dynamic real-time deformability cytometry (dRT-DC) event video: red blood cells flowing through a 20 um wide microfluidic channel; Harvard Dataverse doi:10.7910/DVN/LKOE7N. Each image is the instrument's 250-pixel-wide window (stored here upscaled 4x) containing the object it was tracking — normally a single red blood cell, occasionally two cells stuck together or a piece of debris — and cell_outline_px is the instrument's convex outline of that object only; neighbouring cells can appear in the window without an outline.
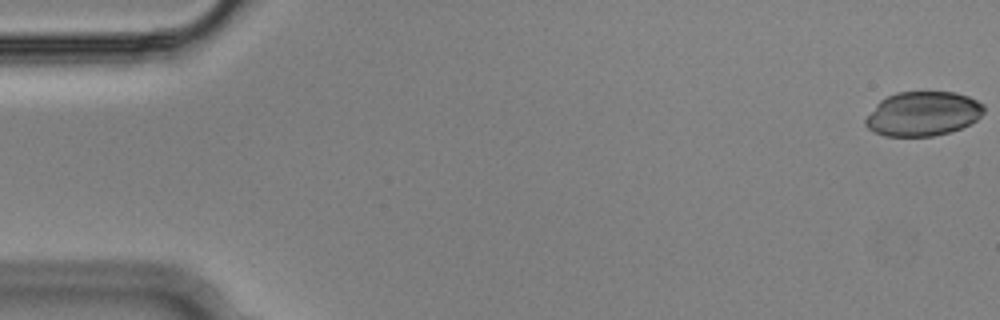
{"species": "Egyptian fruit bat (a non-hibernating species)", "species_latin": "Rousettus aegyptiacus", "temperature_condition": "cold", "stored_images_in_passage": 55, "camera_frame_rate_fps": 3000, "um_per_image_px": 0.085, "animal": {"sex": "male"}, "frame": {"image": 1, "passage_image": 1, "time_ms": 0.0, "image_size_px": [1000, 320], "cell_outline_px": [[984, 112], [976, 120], [960, 128], [948, 132], [932, 136], [884, 136], [868, 128], [864, 124], [864, 120], [876, 104], [880, 100], [896, 92], [956, 92], [968, 96], [984, 104]], "centroid_in_image_um": [78.44, 9.66], "position_along_channel_um": 6.6, "area_um2": 30.52}}
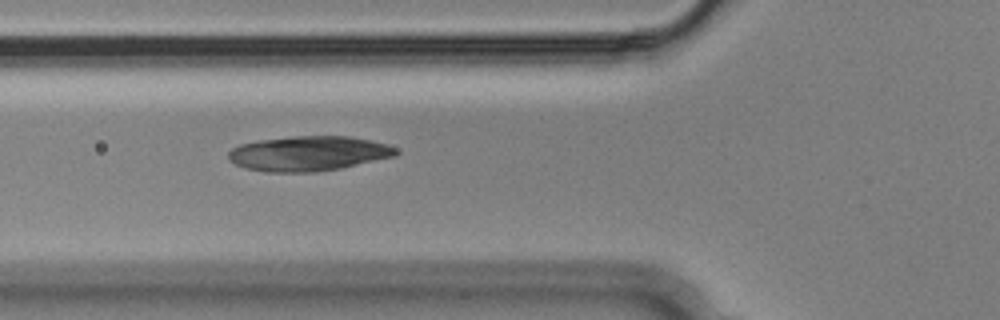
{"frame": {"image": 2, "passage_image": 20, "time_ms": 6.333, "image_size_px": [1000, 320], "cell_outline_px": [[400, 152], [396, 156], [340, 168], [316, 172], [268, 172], [244, 168], [228, 160], [228, 152], [232, 148], [240, 144], [256, 140], [296, 136], [348, 136], [388, 144], [396, 148]], "centroid_in_image_um": [26.21, 13.05], "position_along_channel_um": 99.6, "area_um2": 34.16}}
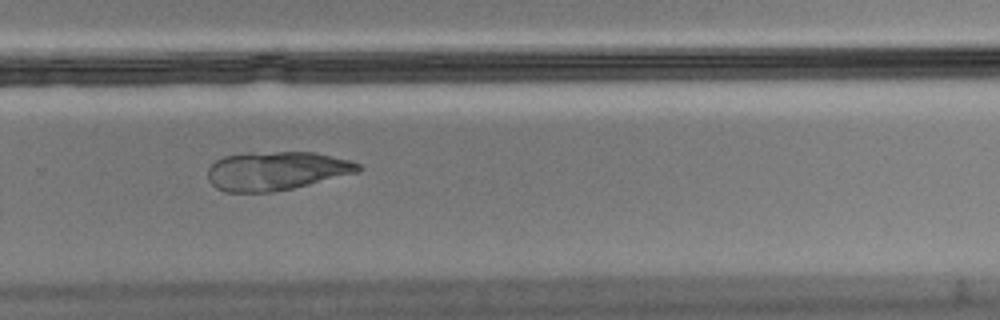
{"frame": {"image": 3, "passage_image": 37, "time_ms": 12.0, "image_size_px": [1000, 320], "cell_outline_px": [[364, 168], [360, 172], [292, 188], [272, 192], [224, 192], [216, 188], [208, 180], [208, 168], [216, 160], [224, 156], [276, 152], [312, 152], [352, 160], [360, 164]], "centroid_in_image_um": [23.53, 14.53], "position_along_channel_um": 306.3, "area_um2": 33.76}}